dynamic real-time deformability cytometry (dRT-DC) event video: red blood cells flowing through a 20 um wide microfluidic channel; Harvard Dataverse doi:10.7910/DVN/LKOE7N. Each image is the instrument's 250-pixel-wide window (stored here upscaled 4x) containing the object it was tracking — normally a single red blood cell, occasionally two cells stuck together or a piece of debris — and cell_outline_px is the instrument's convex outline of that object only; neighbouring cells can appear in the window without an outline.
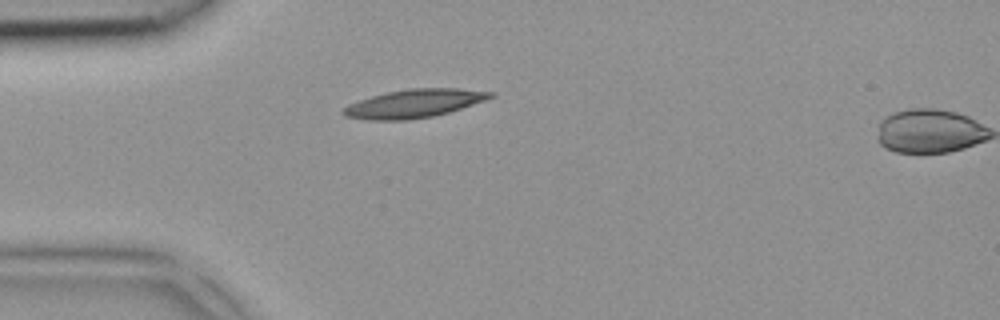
{"species": "common noctule bat (a hibernating species)", "species_latin": "Nyctalus noctula", "temperature_condition": "room temperature", "stored_images_in_passage": 4, "camera_frame_rate_fps": 3000, "um_per_image_px": 0.085, "animal": {"sex": "female", "body_mass_g": 18.4}, "frame": {"image": 1, "passage_image": 4, "time_ms": 1.0, "image_size_px": [1000, 320], "cell_outline_px": [[496, 96], [448, 112], [432, 116], [408, 120], [368, 120], [344, 116], [340, 112], [348, 104], [372, 96], [388, 92], [408, 88], [460, 88], [496, 92]], "centroid_in_image_um": [35.2, 8.79], "position_along_channel_um": 49.8, "area_um2": 24.22}}